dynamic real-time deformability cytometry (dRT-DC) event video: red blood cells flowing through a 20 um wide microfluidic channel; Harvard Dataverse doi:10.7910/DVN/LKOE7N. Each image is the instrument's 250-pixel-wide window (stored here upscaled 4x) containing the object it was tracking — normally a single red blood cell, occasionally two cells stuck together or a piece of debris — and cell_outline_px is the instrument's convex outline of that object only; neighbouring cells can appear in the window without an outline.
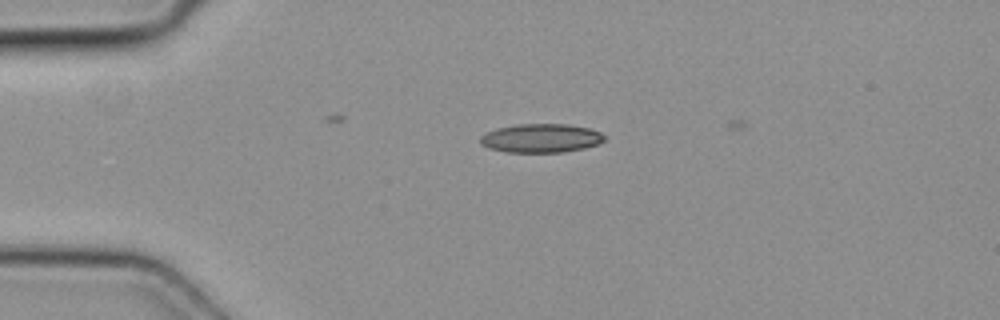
{"species": "common noctule bat (a hibernating species)", "species_latin": "Nyctalus noctula", "temperature_condition": "cold", "stored_images_in_passage": 2, "camera_frame_rate_fps": 3000, "um_per_image_px": 0.085, "animal": {"sex": "female", "body_mass_g": 19.3, "forearm_length_mm": 54.1}, "frame": {"image": 1, "passage_image": 1, "time_ms": 0.0, "image_size_px": [1000, 320], "cell_outline_px": [[604, 140], [596, 144], [584, 148], [564, 152], [508, 152], [488, 148], [480, 144], [480, 136], [484, 132], [496, 128], [516, 124], [568, 124], [588, 128], [600, 132], [604, 136]], "centroid_in_image_um": [45.93, 11.74], "position_along_channel_um": 39.1, "area_um2": 20.87}}